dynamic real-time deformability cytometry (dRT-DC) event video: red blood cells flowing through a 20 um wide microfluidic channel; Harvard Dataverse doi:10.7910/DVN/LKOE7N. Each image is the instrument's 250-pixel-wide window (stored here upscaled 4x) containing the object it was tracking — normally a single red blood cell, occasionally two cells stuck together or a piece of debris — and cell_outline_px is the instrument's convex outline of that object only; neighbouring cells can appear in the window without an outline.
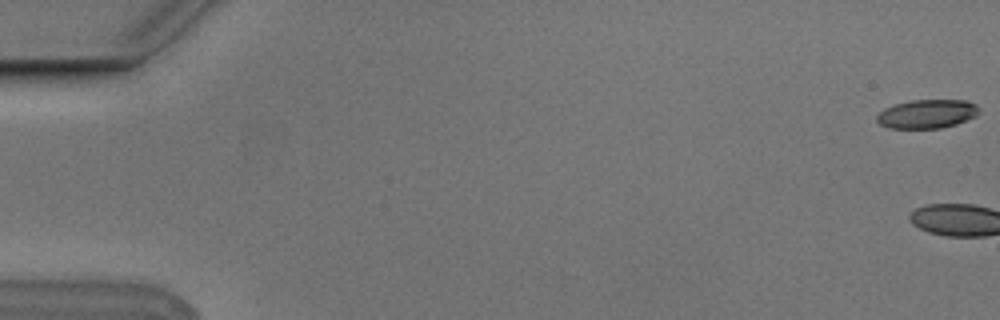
{"species": "Egyptian fruit bat (a non-hibernating species)", "species_latin": "Rousettus aegyptiacus", "temperature_condition": "cold", "stored_images_in_passage": 6, "camera_frame_rate_fps": 3000, "um_per_image_px": 0.085, "animal": {"sex": "male"}, "frame": {"image": 1, "passage_image": 1, "time_ms": 0.0, "image_size_px": [1000, 320], "cell_outline_px": [[980, 108], [976, 116], [956, 124], [940, 128], [888, 128], [880, 124], [876, 120], [876, 116], [884, 108], [896, 104], [912, 100], [968, 100], [976, 104]], "centroid_in_image_um": [78.81, 9.68], "position_along_channel_um": 6.2, "area_um2": 17.17}}